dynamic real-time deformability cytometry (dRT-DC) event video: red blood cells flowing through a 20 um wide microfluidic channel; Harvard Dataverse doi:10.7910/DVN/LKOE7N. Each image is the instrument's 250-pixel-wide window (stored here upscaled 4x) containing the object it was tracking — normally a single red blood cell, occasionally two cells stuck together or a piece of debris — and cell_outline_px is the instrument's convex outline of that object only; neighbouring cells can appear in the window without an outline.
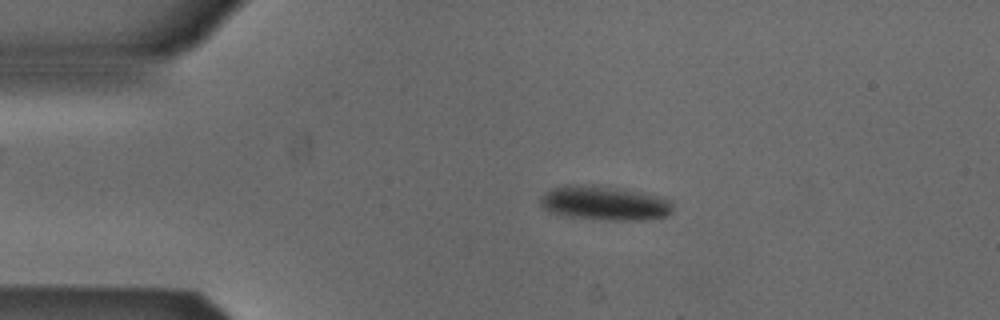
{"species": "Egyptian fruit bat (a non-hibernating species)", "species_latin": "Rousettus aegyptiacus", "temperature_condition": "cold", "stored_images_in_passage": 46, "camera_frame_rate_fps": 3000, "um_per_image_px": 0.085, "animal": {"sex": "male"}, "frame": {"image": 1, "passage_image": 4, "time_ms": 1.0, "image_size_px": [1000, 320], "cell_outline_px": [[672, 212], [668, 216], [640, 220], [608, 220], [564, 216], [548, 212], [540, 208], [540, 196], [544, 192], [552, 188], [568, 184], [592, 184], [624, 188], [664, 196], [672, 200]], "centroid_in_image_um": [51.38, 17.24], "position_along_channel_um": 33.6, "area_um2": 27.4}}
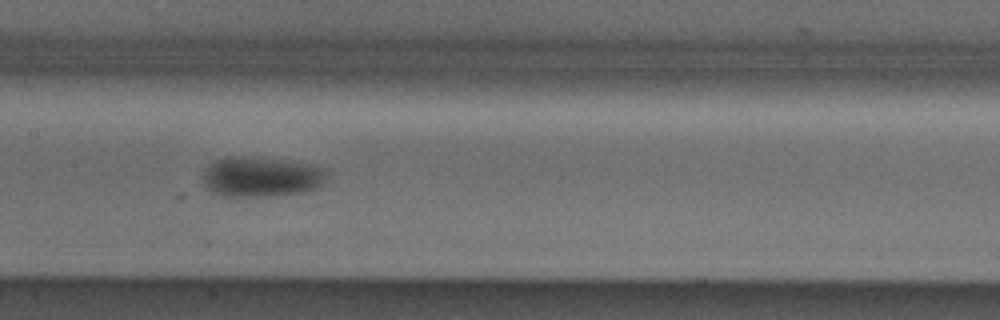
{"frame": {"image": 2, "passage_image": 19, "time_ms": 6.0, "image_size_px": [1000, 320], "cell_outline_px": [[328, 168], [324, 180], [320, 188], [304, 192], [256, 196], [224, 196], [212, 192], [204, 188], [204, 168], [216, 160], [228, 156], [236, 156], [280, 160], [316, 164]], "centroid_in_image_um": [22.23, 15.02], "position_along_channel_um": 185.2, "area_um2": 29.02}}
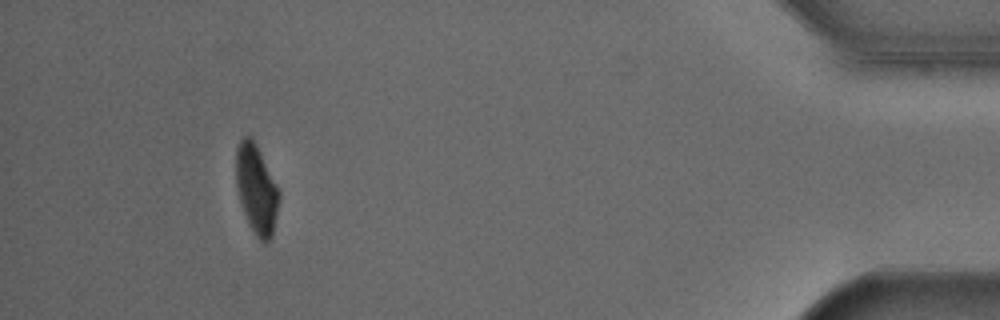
{"frame": {"image": 3, "passage_image": 42, "time_ms": 13.667, "image_size_px": [1000, 320], "cell_outline_px": [[280, 196], [272, 236], [264, 244], [256, 236], [244, 212], [240, 200], [236, 184], [236, 148], [240, 140], [244, 136], [248, 136], [256, 144], [280, 192]], "centroid_in_image_um": [21.79, 16.08], "position_along_channel_um": 413.4, "area_um2": 21.85}, "authors_computed_cell_mechanics": {"area_um2": 26.7903, "velocity_mm_per_s": 3.8703, "shape_relaxation_time_tau1_ms": 3.2545, "shape_relaxation_time_tau2_ms": null, "deformation_change_tau1": 0.1137, "deformation_change_tau2": null}}